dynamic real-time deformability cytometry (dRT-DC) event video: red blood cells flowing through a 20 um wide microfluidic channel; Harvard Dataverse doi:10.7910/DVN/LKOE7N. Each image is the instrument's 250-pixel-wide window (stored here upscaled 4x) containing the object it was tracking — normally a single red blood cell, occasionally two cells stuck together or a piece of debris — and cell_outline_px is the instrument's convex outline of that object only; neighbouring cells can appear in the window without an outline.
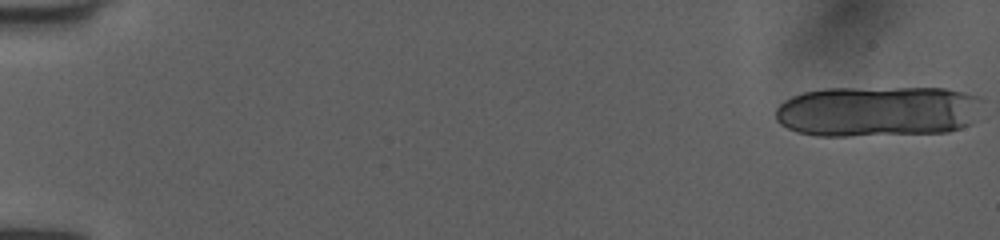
{"species": "human", "species_latin": "Homo sapiens", "temperature_condition": "room temperature", "stored_images_in_passage": 17, "camera_frame_rate_fps": 3000, "um_per_image_px": 0.085, "donor": {"sex": "female"}, "frame": {"image": 1, "passage_image": 1, "time_ms": 0.0, "image_size_px": [1000, 240], "cell_outline_px": [[984, 100], [972, 124], [948, 132], [848, 136], [816, 136], [796, 132], [780, 124], [776, 120], [776, 108], [784, 100], [792, 96], [804, 92], [824, 88], [944, 88], [964, 92], [980, 96]], "centroid_in_image_um": [74.63, 9.46], "position_along_channel_um": 10.4, "area_um2": 62.02}}